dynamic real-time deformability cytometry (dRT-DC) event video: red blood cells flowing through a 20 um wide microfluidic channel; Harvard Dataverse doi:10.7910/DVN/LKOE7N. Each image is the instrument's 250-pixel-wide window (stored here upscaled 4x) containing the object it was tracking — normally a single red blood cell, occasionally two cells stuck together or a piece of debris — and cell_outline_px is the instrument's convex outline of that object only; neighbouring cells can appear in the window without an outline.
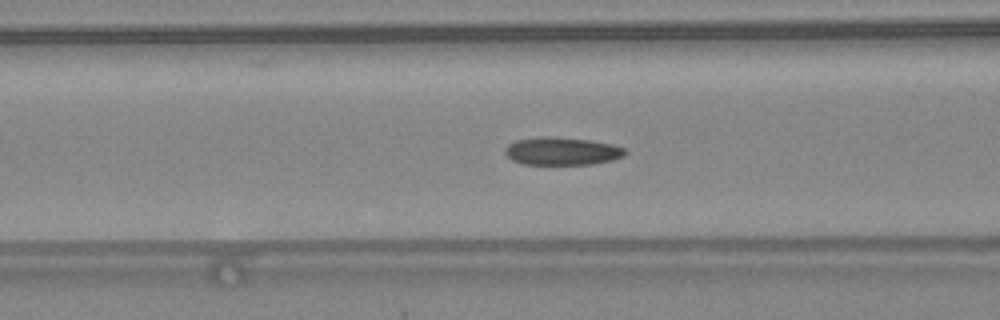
{"species": "common noctule bat (a hibernating species)", "species_latin": "Nyctalus noctula", "temperature_condition": "warm", "stored_images_in_passage": 41, "camera_frame_rate_fps": 3000, "um_per_image_px": 0.085, "animal": {"sex": "female", "body_mass_g": 24.6, "forearm_length_mm": 56.2}, "frame": {"image": 1, "passage_image": 12, "time_ms": 3.667, "image_size_px": [1000, 320], "cell_outline_px": [[628, 152], [624, 156], [612, 160], [592, 164], [524, 164], [512, 160], [504, 152], [504, 148], [508, 144], [516, 140], [540, 136], [556, 136], [592, 140], [612, 144], [624, 148]], "centroid_in_image_um": [47.77, 12.83], "position_along_channel_um": 118.8, "area_um2": 19.71}, "authors_computed_cell_mechanics": {"area_um2": 19.5364, "velocity_mm_per_s": 4.3756, "shape_relaxation_time_tau1_ms": null, "shape_relaxation_time_tau2_ms": 2.0252, "deformation_change_tau1": null, "deformation_change_tau2": 0.0872}}